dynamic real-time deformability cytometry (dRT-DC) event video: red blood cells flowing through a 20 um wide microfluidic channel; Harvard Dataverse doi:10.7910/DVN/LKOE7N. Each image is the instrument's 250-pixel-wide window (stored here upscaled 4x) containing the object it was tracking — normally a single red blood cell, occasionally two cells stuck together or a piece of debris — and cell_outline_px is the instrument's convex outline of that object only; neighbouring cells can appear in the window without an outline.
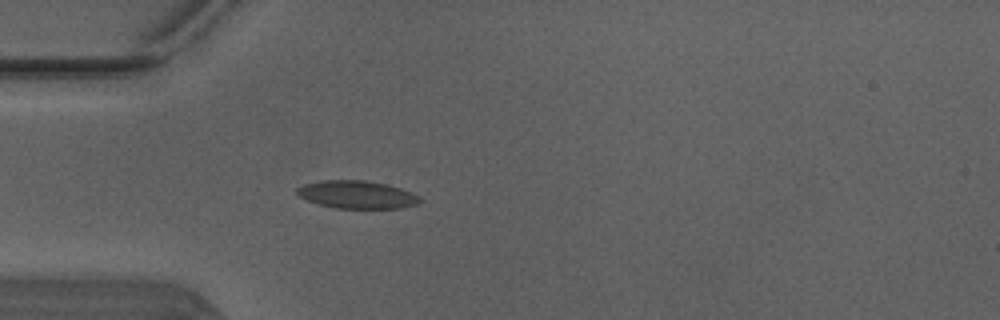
{"species": "Egyptian fruit bat (a non-hibernating species)", "species_latin": "Rousettus aegyptiacus", "temperature_condition": "warm", "stored_images_in_passage": 3, "camera_frame_rate_fps": 3000, "um_per_image_px": 0.085, "animal": {"sex": "male"}, "frame": {"image": 1, "passage_image": 3, "time_ms": 0.667, "image_size_px": [1000, 320], "cell_outline_px": [[424, 200], [416, 204], [400, 208], [336, 208], [320, 204], [308, 200], [300, 196], [296, 192], [296, 188], [304, 184], [324, 180], [364, 180], [388, 184], [412, 192], [420, 196]], "centroid_in_image_um": [30.38, 16.53], "position_along_channel_um": 54.6, "area_um2": 19.88}}